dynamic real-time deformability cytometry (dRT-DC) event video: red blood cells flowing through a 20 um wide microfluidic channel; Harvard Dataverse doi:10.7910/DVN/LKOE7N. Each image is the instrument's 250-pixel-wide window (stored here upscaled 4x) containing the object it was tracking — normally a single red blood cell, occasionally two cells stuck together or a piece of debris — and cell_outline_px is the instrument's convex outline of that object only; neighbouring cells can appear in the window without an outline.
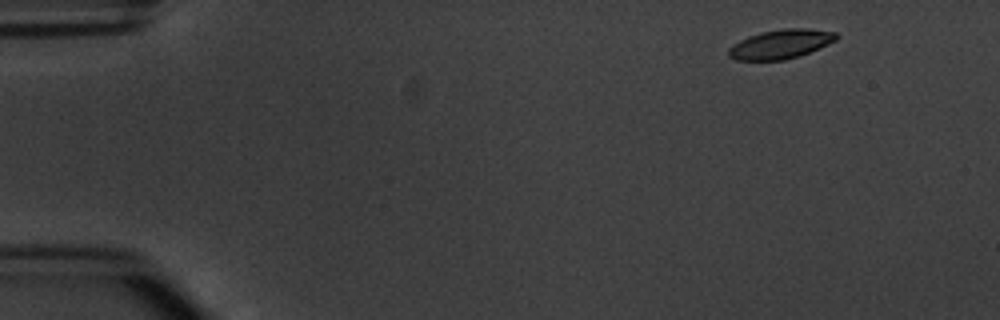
{"species": "common noctule bat (a hibernating species)", "species_latin": "Nyctalus noctula", "temperature_condition": "warm", "stored_images_in_passage": 4, "camera_frame_rate_fps": 3000, "um_per_image_px": 0.085, "animal": {"sex": "male", "body_mass_g": 20.1, "forearm_length_mm": 53.5}, "frame": {"image": 1, "passage_image": 1, "time_ms": 0.0, "image_size_px": [1000, 320], "cell_outline_px": [[840, 36], [836, 40], [828, 44], [800, 56], [784, 60], [736, 60], [728, 56], [728, 48], [740, 40], [748, 36], [760, 32], [784, 28], [808, 28], [836, 32]], "centroid_in_image_um": [66.37, 3.74], "position_along_channel_um": 18.6, "area_um2": 18.44}}
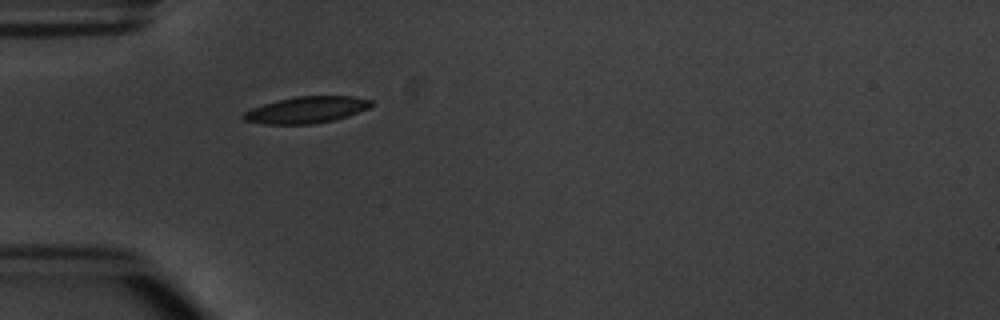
{"frame": {"image": 2, "passage_image": 4, "time_ms": 3.667, "image_size_px": [1000, 320], "cell_outline_px": [[372, 104], [368, 108], [348, 116], [336, 120], [312, 124], [264, 124], [244, 120], [240, 116], [244, 112], [252, 108], [276, 100], [296, 96], [352, 96], [372, 100]], "centroid_in_image_um": [26.04, 9.34], "position_along_channel_um": 59.0, "area_um2": 19.83}}